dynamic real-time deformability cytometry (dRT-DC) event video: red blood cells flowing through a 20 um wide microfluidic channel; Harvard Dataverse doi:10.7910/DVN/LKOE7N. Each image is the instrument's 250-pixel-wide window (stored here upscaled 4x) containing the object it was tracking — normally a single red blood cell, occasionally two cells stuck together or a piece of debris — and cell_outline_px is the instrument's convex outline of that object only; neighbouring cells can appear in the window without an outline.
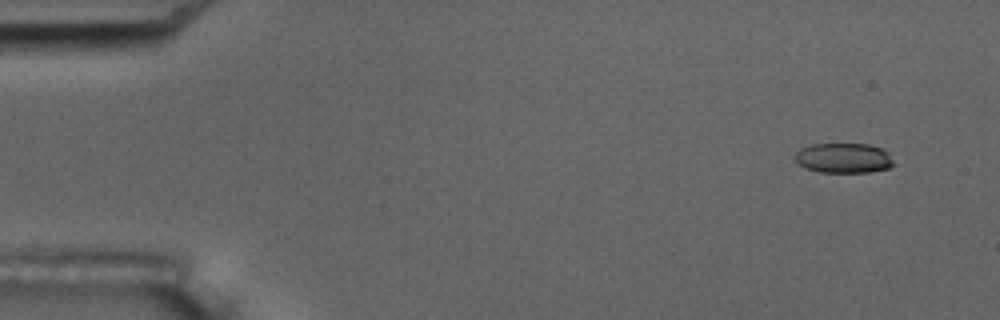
{"species": "common noctule bat (a hibernating species)", "species_latin": "Nyctalus noctula", "temperature_condition": "room temperature", "stored_images_in_passage": 8, "camera_frame_rate_fps": 3000, "um_per_image_px": 0.085, "animal": {"sex": "male", "body_mass_g": 17.5, "forearm_length_mm": 52.3}, "frame": {"image": 1, "passage_image": 2, "time_ms": 0.333, "image_size_px": [1000, 320], "cell_outline_px": [[896, 164], [888, 168], [868, 172], [820, 172], [796, 164], [796, 152], [800, 148], [812, 144], [868, 144], [884, 148], [888, 152]], "centroid_in_image_um": [71.74, 13.42], "position_along_channel_um": 13.3, "area_um2": 17.34}}
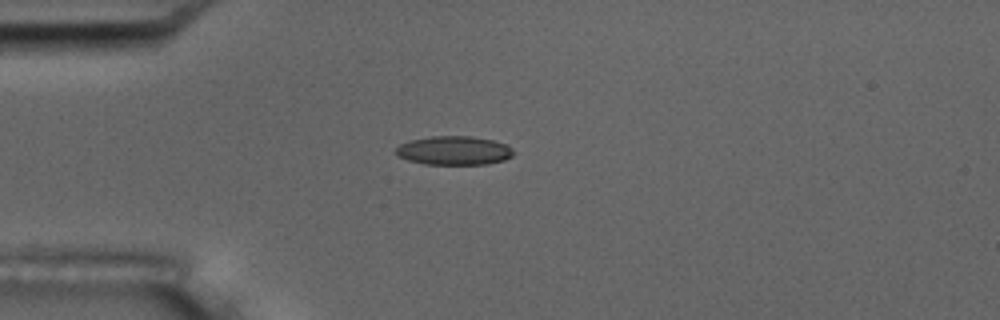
{"frame": {"image": 2, "passage_image": 5, "time_ms": 1.333, "image_size_px": [1000, 320], "cell_outline_px": [[516, 152], [512, 156], [504, 160], [484, 164], [424, 164], [408, 160], [396, 156], [396, 148], [400, 144], [408, 140], [432, 136], [472, 136], [492, 140], [508, 144]], "centroid_in_image_um": [38.6, 12.79], "position_along_channel_um": 46.4, "area_um2": 19.94}}